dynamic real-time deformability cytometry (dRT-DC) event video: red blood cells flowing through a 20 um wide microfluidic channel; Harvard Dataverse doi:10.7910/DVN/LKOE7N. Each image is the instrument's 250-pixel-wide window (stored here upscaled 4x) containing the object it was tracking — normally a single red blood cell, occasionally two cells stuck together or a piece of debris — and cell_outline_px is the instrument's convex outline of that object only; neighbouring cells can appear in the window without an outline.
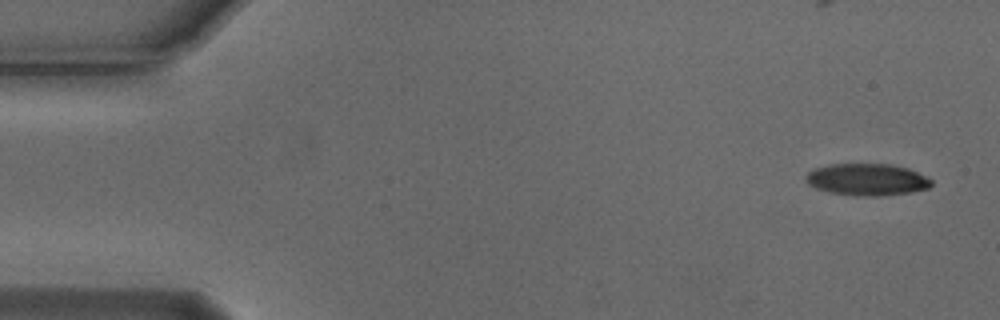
{"species": "Egyptian fruit bat (a non-hibernating species)", "species_latin": "Rousettus aegyptiacus", "temperature_condition": "cold", "stored_images_in_passage": 7, "camera_frame_rate_fps": 3000, "um_per_image_px": 0.085, "animal": {"sex": "male"}, "frame": {"image": 1, "passage_image": 1, "time_ms": 0.0, "image_size_px": [1000, 320], "cell_outline_px": [[932, 184], [928, 188], [912, 192], [880, 196], [856, 196], [828, 192], [816, 188], [808, 184], [808, 172], [816, 168], [828, 164], [888, 164], [908, 168], [932, 180]], "centroid_in_image_um": [73.71, 15.27], "position_along_channel_um": 11.3, "area_um2": 23.18}}
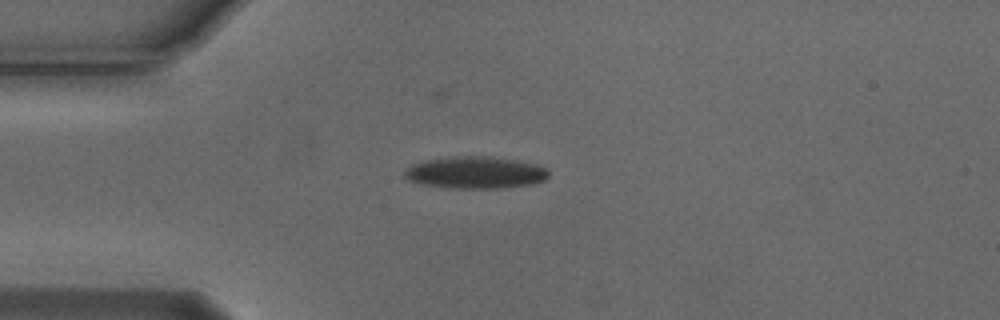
{"frame": {"image": 2, "passage_image": 4, "time_ms": 1.0, "image_size_px": [1000, 320], "cell_outline_px": [[548, 176], [544, 180], [532, 184], [496, 188], [456, 188], [424, 184], [408, 180], [404, 176], [404, 168], [412, 164], [424, 160], [452, 156], [492, 156], [516, 160], [536, 164], [548, 168]], "centroid_in_image_um": [40.4, 14.65], "position_along_channel_um": 44.6, "area_um2": 26.93}}
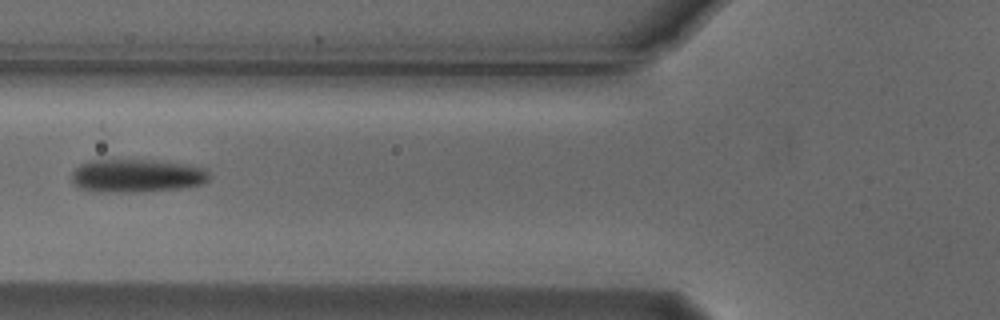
{"frame": {"image": 3, "passage_image": 6, "time_ms": 1.667, "image_size_px": [1000, 320], "cell_outline_px": [[212, 176], [208, 180], [200, 184], [180, 188], [124, 192], [100, 192], [80, 188], [72, 180], [72, 172], [80, 164], [88, 160], [152, 160], [188, 164], [204, 168]], "centroid_in_image_um": [11.62, 14.92], "position_along_channel_um": 114.2, "area_um2": 26.47}}